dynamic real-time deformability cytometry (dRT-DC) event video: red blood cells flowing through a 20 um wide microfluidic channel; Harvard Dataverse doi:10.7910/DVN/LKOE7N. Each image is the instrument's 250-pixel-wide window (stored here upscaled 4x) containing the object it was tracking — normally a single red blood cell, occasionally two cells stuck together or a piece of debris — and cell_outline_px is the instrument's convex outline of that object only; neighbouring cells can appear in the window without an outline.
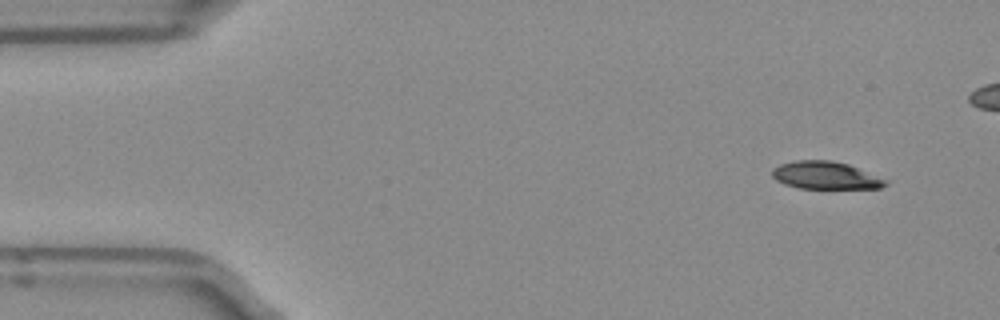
{"species": "Egyptian fruit bat (a non-hibernating species)", "species_latin": "Rousettus aegyptiacus", "temperature_condition": "room temperature", "stored_images_in_passage": 5, "camera_frame_rate_fps": 3000, "um_per_image_px": 0.085, "frame": {"image": 1, "passage_image": 1, "time_ms": 0.0, "image_size_px": [1000, 320], "cell_outline_px": [[892, 180], [888, 184], [880, 188], [800, 188], [784, 184], [776, 180], [772, 176], [772, 168], [780, 164], [796, 160], [828, 160], [848, 164]], "centroid_in_image_um": [70.23, 14.9], "position_along_channel_um": 14.8, "area_um2": 18.44}}